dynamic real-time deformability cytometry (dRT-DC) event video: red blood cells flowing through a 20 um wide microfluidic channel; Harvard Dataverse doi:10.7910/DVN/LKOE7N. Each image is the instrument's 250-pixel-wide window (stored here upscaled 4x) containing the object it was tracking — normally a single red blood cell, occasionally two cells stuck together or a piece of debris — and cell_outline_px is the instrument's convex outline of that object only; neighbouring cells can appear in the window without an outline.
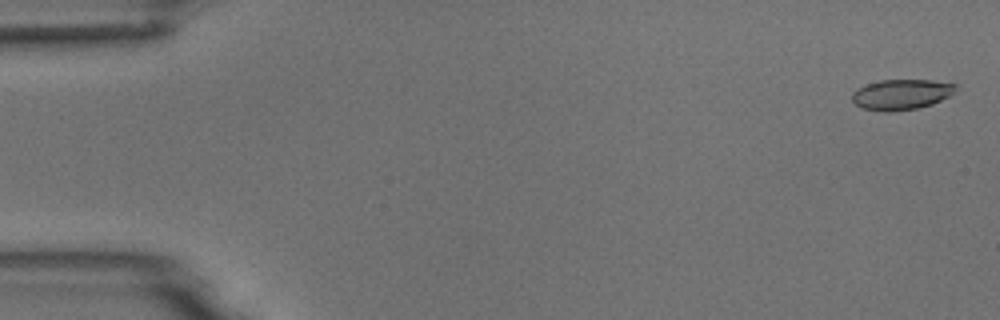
{"species": "common noctule bat (a hibernating species)", "species_latin": "Nyctalus noctula", "temperature_condition": "room temperature", "stored_images_in_passage": 5, "camera_frame_rate_fps": 3000, "um_per_image_px": 0.085, "animal": {"sex": "male", "body_mass_g": 18.8}, "frame": {"image": 1, "passage_image": 1, "time_ms": 0.0, "image_size_px": [1000, 320], "cell_outline_px": [[956, 88], [948, 96], [932, 104], [916, 108], [892, 112], [884, 112], [860, 108], [852, 100], [852, 92], [856, 88], [880, 80], [932, 80], [956, 84]], "centroid_in_image_um": [76.56, 8.03], "position_along_channel_um": 8.4, "area_um2": 18.32}}
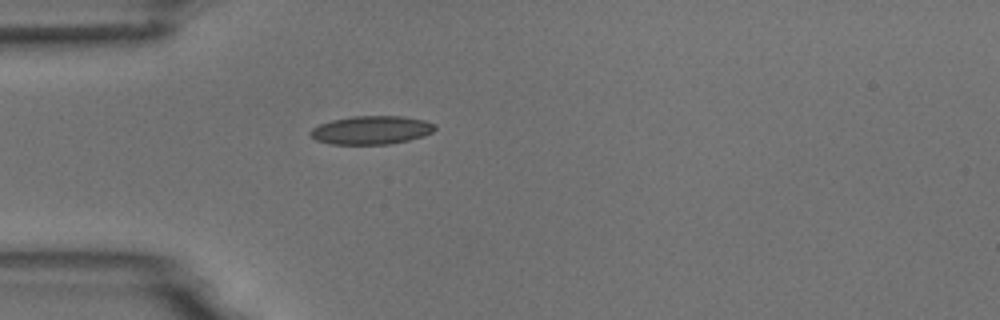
{"frame": {"image": 2, "passage_image": 5, "time_ms": 4.667, "image_size_px": [1000, 320], "cell_outline_px": [[436, 128], [432, 132], [424, 136], [408, 140], [388, 144], [332, 144], [316, 140], [308, 132], [312, 128], [320, 124], [332, 120], [352, 116], [404, 116], [424, 120], [436, 124]], "centroid_in_image_um": [31.58, 11.05], "position_along_channel_um": 53.4, "area_um2": 20.63}}